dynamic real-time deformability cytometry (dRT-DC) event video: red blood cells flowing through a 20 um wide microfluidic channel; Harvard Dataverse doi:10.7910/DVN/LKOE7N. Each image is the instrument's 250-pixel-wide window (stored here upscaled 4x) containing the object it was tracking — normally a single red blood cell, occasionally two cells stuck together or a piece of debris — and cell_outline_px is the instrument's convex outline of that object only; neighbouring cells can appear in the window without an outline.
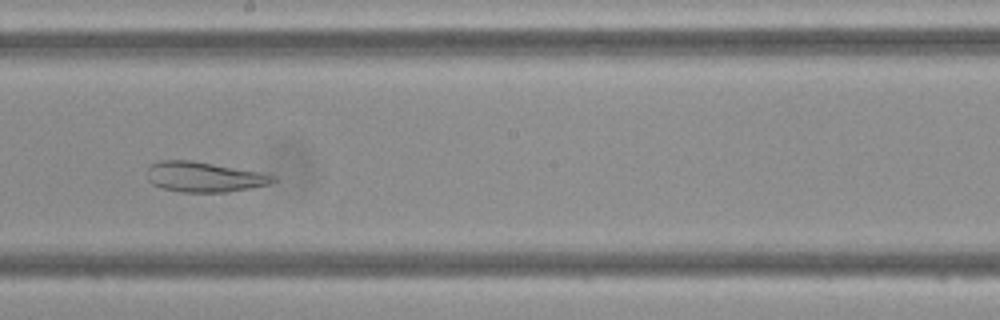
{"species": "Egyptian fruit bat (a non-hibernating species)", "species_latin": "Rousettus aegyptiacus", "temperature_condition": "cold", "stored_images_in_passage": 47, "camera_frame_rate_fps": 3000, "um_per_image_px": 0.085, "frame": {"image": 1, "passage_image": 26, "time_ms": 8.333, "image_size_px": [1000, 320], "cell_outline_px": [[276, 180], [268, 184], [228, 192], [180, 192], [160, 188], [152, 184], [148, 180], [148, 164], [160, 160], [192, 160], [260, 172], [276, 176]], "centroid_in_image_um": [17.3, 15.03], "position_along_channel_um": 230.9, "area_um2": 22.2}}
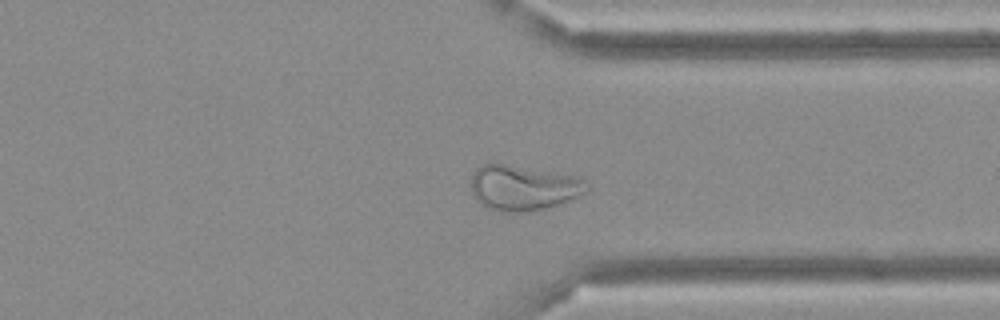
{"frame": {"image": 2, "passage_image": 36, "time_ms": 11.667, "image_size_px": [1000, 320], "cell_outline_px": [[588, 188], [584, 192], [568, 200], [544, 208], [524, 212], [508, 212], [488, 208], [480, 204], [472, 196], [472, 176], [476, 168], [484, 164], [500, 164], [576, 176], [584, 180]], "centroid_in_image_um": [44.42, 15.97], "position_along_channel_um": 367.0, "area_um2": 29.71}}
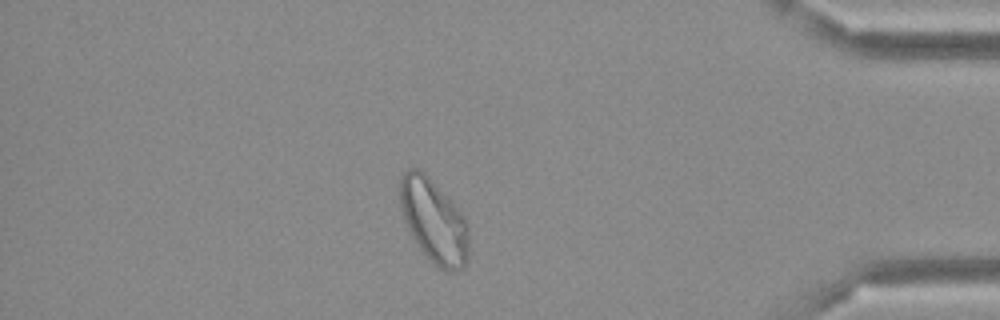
{"frame": {"image": 3, "passage_image": 41, "time_ms": 13.333, "image_size_px": [1000, 320], "cell_outline_px": [[468, 260], [464, 268], [448, 272], [440, 268], [420, 248], [412, 236], [404, 220], [400, 208], [400, 176], [408, 168], [420, 168], [424, 172], [468, 220]], "centroid_in_image_um": [36.88, 18.77], "position_along_channel_um": 398.3, "area_um2": 33.35}}